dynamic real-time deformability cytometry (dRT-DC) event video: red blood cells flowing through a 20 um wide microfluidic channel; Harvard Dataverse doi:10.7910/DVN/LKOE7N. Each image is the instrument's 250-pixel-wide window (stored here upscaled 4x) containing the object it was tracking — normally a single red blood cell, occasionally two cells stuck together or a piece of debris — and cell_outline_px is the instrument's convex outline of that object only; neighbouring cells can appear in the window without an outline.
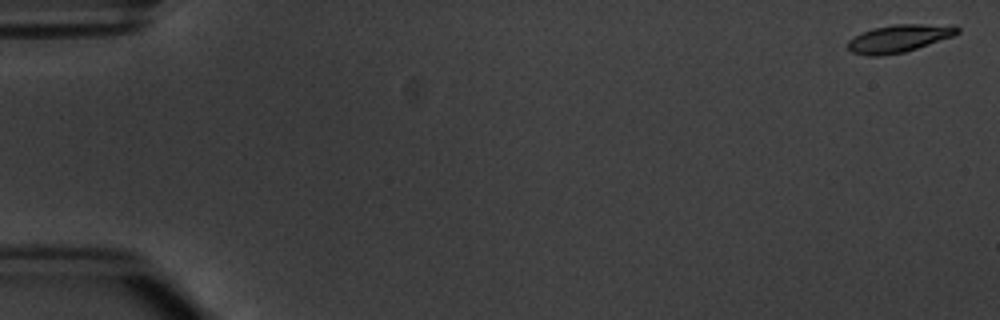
{"species": "common noctule bat (a hibernating species)", "species_latin": "Nyctalus noctula", "temperature_condition": "warm", "stored_images_in_passage": 5, "camera_frame_rate_fps": 3000, "um_per_image_px": 0.085, "animal": {"sex": "male", "body_mass_g": 20.1, "forearm_length_mm": 53.5}, "frame": {"image": 1, "passage_image": 1, "time_ms": 0.0, "image_size_px": [1000, 320], "cell_outline_px": [[960, 32], [952, 36], [904, 52], [880, 56], [868, 56], [852, 52], [848, 48], [848, 40], [872, 28], [892, 24], [956, 24], [960, 28]], "centroid_in_image_um": [76.45, 3.25], "position_along_channel_um": 8.5, "area_um2": 17.63}}
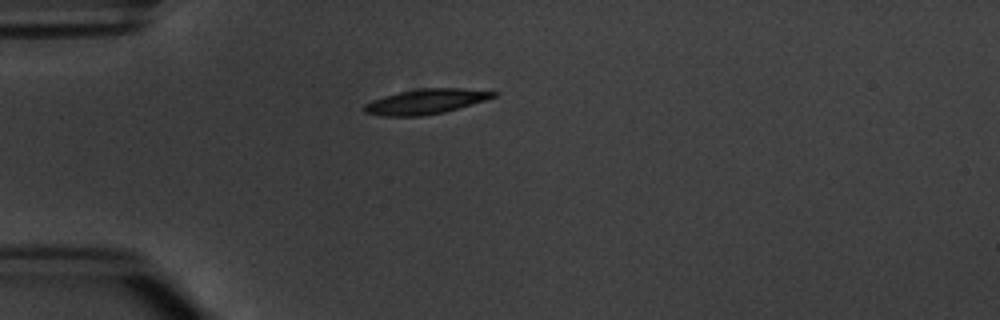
{"frame": {"image": 2, "passage_image": 5, "time_ms": 4.667, "image_size_px": [1000, 320], "cell_outline_px": [[500, 92], [496, 96], [484, 100], [444, 112], [420, 116], [380, 116], [364, 112], [364, 104], [372, 100], [384, 96], [400, 92], [420, 88], [460, 88]], "centroid_in_image_um": [36.17, 8.63], "position_along_channel_um": 48.8, "area_um2": 18.61}}